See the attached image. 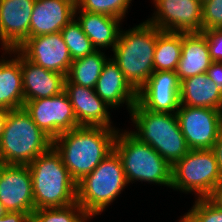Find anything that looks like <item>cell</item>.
Returning <instances> with one entry per match:
<instances>
[{
  "label": "cell",
  "instance_id": "obj_17",
  "mask_svg": "<svg viewBox=\"0 0 222 222\" xmlns=\"http://www.w3.org/2000/svg\"><path fill=\"white\" fill-rule=\"evenodd\" d=\"M76 0H35L30 37L60 32L73 18Z\"/></svg>",
  "mask_w": 222,
  "mask_h": 222
},
{
  "label": "cell",
  "instance_id": "obj_7",
  "mask_svg": "<svg viewBox=\"0 0 222 222\" xmlns=\"http://www.w3.org/2000/svg\"><path fill=\"white\" fill-rule=\"evenodd\" d=\"M128 187L122 162L113 150L90 174L77 182V203L92 219Z\"/></svg>",
  "mask_w": 222,
  "mask_h": 222
},
{
  "label": "cell",
  "instance_id": "obj_25",
  "mask_svg": "<svg viewBox=\"0 0 222 222\" xmlns=\"http://www.w3.org/2000/svg\"><path fill=\"white\" fill-rule=\"evenodd\" d=\"M183 33L162 31L154 51V71H176L181 56Z\"/></svg>",
  "mask_w": 222,
  "mask_h": 222
},
{
  "label": "cell",
  "instance_id": "obj_35",
  "mask_svg": "<svg viewBox=\"0 0 222 222\" xmlns=\"http://www.w3.org/2000/svg\"><path fill=\"white\" fill-rule=\"evenodd\" d=\"M216 207L222 209V182L207 197Z\"/></svg>",
  "mask_w": 222,
  "mask_h": 222
},
{
  "label": "cell",
  "instance_id": "obj_34",
  "mask_svg": "<svg viewBox=\"0 0 222 222\" xmlns=\"http://www.w3.org/2000/svg\"><path fill=\"white\" fill-rule=\"evenodd\" d=\"M212 150L214 151V154L216 156L218 169L222 176V129L219 132V135L213 145Z\"/></svg>",
  "mask_w": 222,
  "mask_h": 222
},
{
  "label": "cell",
  "instance_id": "obj_9",
  "mask_svg": "<svg viewBox=\"0 0 222 222\" xmlns=\"http://www.w3.org/2000/svg\"><path fill=\"white\" fill-rule=\"evenodd\" d=\"M23 108L34 123L52 140L63 132L79 127L65 91L53 97L24 102Z\"/></svg>",
  "mask_w": 222,
  "mask_h": 222
},
{
  "label": "cell",
  "instance_id": "obj_19",
  "mask_svg": "<svg viewBox=\"0 0 222 222\" xmlns=\"http://www.w3.org/2000/svg\"><path fill=\"white\" fill-rule=\"evenodd\" d=\"M95 93L111 108L127 105L129 113L137 102V91L125 79L118 65L108 58L95 86Z\"/></svg>",
  "mask_w": 222,
  "mask_h": 222
},
{
  "label": "cell",
  "instance_id": "obj_2",
  "mask_svg": "<svg viewBox=\"0 0 222 222\" xmlns=\"http://www.w3.org/2000/svg\"><path fill=\"white\" fill-rule=\"evenodd\" d=\"M33 186L34 207L61 208L77 202V182L52 146L28 164Z\"/></svg>",
  "mask_w": 222,
  "mask_h": 222
},
{
  "label": "cell",
  "instance_id": "obj_5",
  "mask_svg": "<svg viewBox=\"0 0 222 222\" xmlns=\"http://www.w3.org/2000/svg\"><path fill=\"white\" fill-rule=\"evenodd\" d=\"M53 146L24 108L9 110L0 137V163L28 165Z\"/></svg>",
  "mask_w": 222,
  "mask_h": 222
},
{
  "label": "cell",
  "instance_id": "obj_32",
  "mask_svg": "<svg viewBox=\"0 0 222 222\" xmlns=\"http://www.w3.org/2000/svg\"><path fill=\"white\" fill-rule=\"evenodd\" d=\"M206 74L217 85L218 90L222 92V62L213 61Z\"/></svg>",
  "mask_w": 222,
  "mask_h": 222
},
{
  "label": "cell",
  "instance_id": "obj_15",
  "mask_svg": "<svg viewBox=\"0 0 222 222\" xmlns=\"http://www.w3.org/2000/svg\"><path fill=\"white\" fill-rule=\"evenodd\" d=\"M35 0H0V45L17 49L30 37V20Z\"/></svg>",
  "mask_w": 222,
  "mask_h": 222
},
{
  "label": "cell",
  "instance_id": "obj_13",
  "mask_svg": "<svg viewBox=\"0 0 222 222\" xmlns=\"http://www.w3.org/2000/svg\"><path fill=\"white\" fill-rule=\"evenodd\" d=\"M17 50L34 64L65 76L73 62L60 32L29 37Z\"/></svg>",
  "mask_w": 222,
  "mask_h": 222
},
{
  "label": "cell",
  "instance_id": "obj_10",
  "mask_svg": "<svg viewBox=\"0 0 222 222\" xmlns=\"http://www.w3.org/2000/svg\"><path fill=\"white\" fill-rule=\"evenodd\" d=\"M176 114L190 150L213 148L222 129L221 110L180 105Z\"/></svg>",
  "mask_w": 222,
  "mask_h": 222
},
{
  "label": "cell",
  "instance_id": "obj_23",
  "mask_svg": "<svg viewBox=\"0 0 222 222\" xmlns=\"http://www.w3.org/2000/svg\"><path fill=\"white\" fill-rule=\"evenodd\" d=\"M180 105L222 111V92L206 72L184 79L180 84Z\"/></svg>",
  "mask_w": 222,
  "mask_h": 222
},
{
  "label": "cell",
  "instance_id": "obj_24",
  "mask_svg": "<svg viewBox=\"0 0 222 222\" xmlns=\"http://www.w3.org/2000/svg\"><path fill=\"white\" fill-rule=\"evenodd\" d=\"M104 54L105 52L96 50L83 58L73 60L66 75L65 83L95 88L103 66L108 59Z\"/></svg>",
  "mask_w": 222,
  "mask_h": 222
},
{
  "label": "cell",
  "instance_id": "obj_21",
  "mask_svg": "<svg viewBox=\"0 0 222 222\" xmlns=\"http://www.w3.org/2000/svg\"><path fill=\"white\" fill-rule=\"evenodd\" d=\"M11 59L2 55L0 59V109L9 111L23 108L24 92L20 67V52L17 49L5 50ZM15 53V54H14ZM11 54H14L12 58ZM17 55V56H16Z\"/></svg>",
  "mask_w": 222,
  "mask_h": 222
},
{
  "label": "cell",
  "instance_id": "obj_36",
  "mask_svg": "<svg viewBox=\"0 0 222 222\" xmlns=\"http://www.w3.org/2000/svg\"><path fill=\"white\" fill-rule=\"evenodd\" d=\"M8 112L9 111H4V110L0 109V137H1V133L4 129V124H5V120L8 115Z\"/></svg>",
  "mask_w": 222,
  "mask_h": 222
},
{
  "label": "cell",
  "instance_id": "obj_18",
  "mask_svg": "<svg viewBox=\"0 0 222 222\" xmlns=\"http://www.w3.org/2000/svg\"><path fill=\"white\" fill-rule=\"evenodd\" d=\"M24 102L53 97L65 89L66 76L34 64L20 53Z\"/></svg>",
  "mask_w": 222,
  "mask_h": 222
},
{
  "label": "cell",
  "instance_id": "obj_31",
  "mask_svg": "<svg viewBox=\"0 0 222 222\" xmlns=\"http://www.w3.org/2000/svg\"><path fill=\"white\" fill-rule=\"evenodd\" d=\"M206 35L212 61L222 62V29L203 32Z\"/></svg>",
  "mask_w": 222,
  "mask_h": 222
},
{
  "label": "cell",
  "instance_id": "obj_29",
  "mask_svg": "<svg viewBox=\"0 0 222 222\" xmlns=\"http://www.w3.org/2000/svg\"><path fill=\"white\" fill-rule=\"evenodd\" d=\"M196 201L187 213L181 216L184 222H222V209L208 198H195Z\"/></svg>",
  "mask_w": 222,
  "mask_h": 222
},
{
  "label": "cell",
  "instance_id": "obj_4",
  "mask_svg": "<svg viewBox=\"0 0 222 222\" xmlns=\"http://www.w3.org/2000/svg\"><path fill=\"white\" fill-rule=\"evenodd\" d=\"M129 114L137 129L130 132L141 142L150 145L171 166L190 151L176 113L154 112L136 102Z\"/></svg>",
  "mask_w": 222,
  "mask_h": 222
},
{
  "label": "cell",
  "instance_id": "obj_26",
  "mask_svg": "<svg viewBox=\"0 0 222 222\" xmlns=\"http://www.w3.org/2000/svg\"><path fill=\"white\" fill-rule=\"evenodd\" d=\"M62 38L68 47L72 60L83 58L96 49L91 40L83 32L76 18H73L61 31Z\"/></svg>",
  "mask_w": 222,
  "mask_h": 222
},
{
  "label": "cell",
  "instance_id": "obj_11",
  "mask_svg": "<svg viewBox=\"0 0 222 222\" xmlns=\"http://www.w3.org/2000/svg\"><path fill=\"white\" fill-rule=\"evenodd\" d=\"M156 8L147 21L161 31L202 32V0H153Z\"/></svg>",
  "mask_w": 222,
  "mask_h": 222
},
{
  "label": "cell",
  "instance_id": "obj_16",
  "mask_svg": "<svg viewBox=\"0 0 222 222\" xmlns=\"http://www.w3.org/2000/svg\"><path fill=\"white\" fill-rule=\"evenodd\" d=\"M67 93L79 126H102L115 129L111 125V107L96 93L94 88L74 83H65Z\"/></svg>",
  "mask_w": 222,
  "mask_h": 222
},
{
  "label": "cell",
  "instance_id": "obj_6",
  "mask_svg": "<svg viewBox=\"0 0 222 222\" xmlns=\"http://www.w3.org/2000/svg\"><path fill=\"white\" fill-rule=\"evenodd\" d=\"M117 131L113 150L120 157L128 184L141 181L171 188L172 166L130 131Z\"/></svg>",
  "mask_w": 222,
  "mask_h": 222
},
{
  "label": "cell",
  "instance_id": "obj_3",
  "mask_svg": "<svg viewBox=\"0 0 222 222\" xmlns=\"http://www.w3.org/2000/svg\"><path fill=\"white\" fill-rule=\"evenodd\" d=\"M161 32L147 20L132 29L120 30L111 58L137 92L154 72V51Z\"/></svg>",
  "mask_w": 222,
  "mask_h": 222
},
{
  "label": "cell",
  "instance_id": "obj_27",
  "mask_svg": "<svg viewBox=\"0 0 222 222\" xmlns=\"http://www.w3.org/2000/svg\"><path fill=\"white\" fill-rule=\"evenodd\" d=\"M91 219L76 202L61 208L36 209L32 222H88Z\"/></svg>",
  "mask_w": 222,
  "mask_h": 222
},
{
  "label": "cell",
  "instance_id": "obj_20",
  "mask_svg": "<svg viewBox=\"0 0 222 222\" xmlns=\"http://www.w3.org/2000/svg\"><path fill=\"white\" fill-rule=\"evenodd\" d=\"M212 62L206 35L183 33L181 56L175 71L179 80L205 73Z\"/></svg>",
  "mask_w": 222,
  "mask_h": 222
},
{
  "label": "cell",
  "instance_id": "obj_30",
  "mask_svg": "<svg viewBox=\"0 0 222 222\" xmlns=\"http://www.w3.org/2000/svg\"><path fill=\"white\" fill-rule=\"evenodd\" d=\"M202 32L222 29V0H202Z\"/></svg>",
  "mask_w": 222,
  "mask_h": 222
},
{
  "label": "cell",
  "instance_id": "obj_28",
  "mask_svg": "<svg viewBox=\"0 0 222 222\" xmlns=\"http://www.w3.org/2000/svg\"><path fill=\"white\" fill-rule=\"evenodd\" d=\"M132 0H76L75 10L105 14L124 19Z\"/></svg>",
  "mask_w": 222,
  "mask_h": 222
},
{
  "label": "cell",
  "instance_id": "obj_37",
  "mask_svg": "<svg viewBox=\"0 0 222 222\" xmlns=\"http://www.w3.org/2000/svg\"><path fill=\"white\" fill-rule=\"evenodd\" d=\"M7 212L4 205L0 202V217L4 216Z\"/></svg>",
  "mask_w": 222,
  "mask_h": 222
},
{
  "label": "cell",
  "instance_id": "obj_33",
  "mask_svg": "<svg viewBox=\"0 0 222 222\" xmlns=\"http://www.w3.org/2000/svg\"><path fill=\"white\" fill-rule=\"evenodd\" d=\"M0 222H32V216L21 212H7L0 217Z\"/></svg>",
  "mask_w": 222,
  "mask_h": 222
},
{
  "label": "cell",
  "instance_id": "obj_22",
  "mask_svg": "<svg viewBox=\"0 0 222 222\" xmlns=\"http://www.w3.org/2000/svg\"><path fill=\"white\" fill-rule=\"evenodd\" d=\"M74 18H77L83 32L91 40L96 50L108 47H112L111 50H113L115 48L121 30L119 28L122 24L121 19L83 10H75Z\"/></svg>",
  "mask_w": 222,
  "mask_h": 222
},
{
  "label": "cell",
  "instance_id": "obj_8",
  "mask_svg": "<svg viewBox=\"0 0 222 222\" xmlns=\"http://www.w3.org/2000/svg\"><path fill=\"white\" fill-rule=\"evenodd\" d=\"M220 182L222 176L212 149L190 150L172 166L171 188L195 192L197 198H207Z\"/></svg>",
  "mask_w": 222,
  "mask_h": 222
},
{
  "label": "cell",
  "instance_id": "obj_14",
  "mask_svg": "<svg viewBox=\"0 0 222 222\" xmlns=\"http://www.w3.org/2000/svg\"><path fill=\"white\" fill-rule=\"evenodd\" d=\"M180 84L175 71H154L137 92V102L154 112L176 113L180 107Z\"/></svg>",
  "mask_w": 222,
  "mask_h": 222
},
{
  "label": "cell",
  "instance_id": "obj_1",
  "mask_svg": "<svg viewBox=\"0 0 222 222\" xmlns=\"http://www.w3.org/2000/svg\"><path fill=\"white\" fill-rule=\"evenodd\" d=\"M117 129L79 126L53 140L72 178L79 182L90 174L112 151Z\"/></svg>",
  "mask_w": 222,
  "mask_h": 222
},
{
  "label": "cell",
  "instance_id": "obj_12",
  "mask_svg": "<svg viewBox=\"0 0 222 222\" xmlns=\"http://www.w3.org/2000/svg\"><path fill=\"white\" fill-rule=\"evenodd\" d=\"M0 202L8 212L33 215L34 196L28 165L0 163Z\"/></svg>",
  "mask_w": 222,
  "mask_h": 222
}]
</instances>
